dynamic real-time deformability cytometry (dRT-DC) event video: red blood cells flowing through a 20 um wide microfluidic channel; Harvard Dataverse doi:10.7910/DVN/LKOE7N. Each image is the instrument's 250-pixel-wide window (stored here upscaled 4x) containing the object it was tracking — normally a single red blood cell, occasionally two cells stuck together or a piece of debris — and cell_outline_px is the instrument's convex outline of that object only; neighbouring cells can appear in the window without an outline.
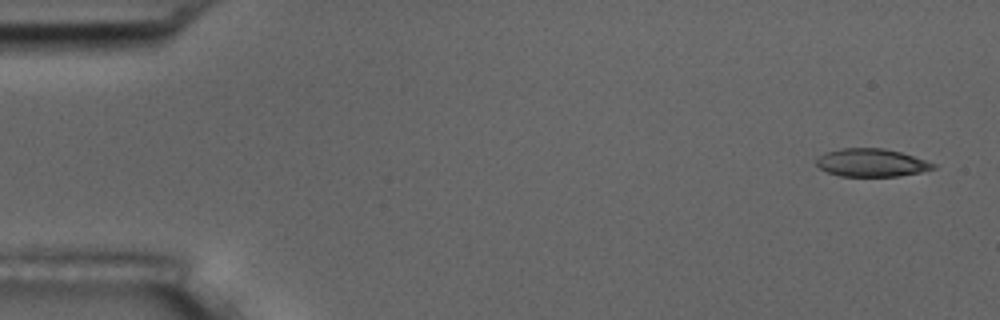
{"species": "common noctule bat (a hibernating species)", "species_latin": "Nyctalus noctula", "temperature_condition": "room temperature", "stored_images_in_passage": 5, "camera_frame_rate_fps": 3000, "um_per_image_px": 0.085, "animal": {"sex": "male", "body_mass_g": 17.5, "forearm_length_mm": 52.3}, "frame": {"image": 1, "passage_image": 1, "time_ms": 0.0, "image_size_px": [1000, 320], "cell_outline_px": [[936, 168], [920, 172], [900, 176], [840, 176], [828, 172], [820, 168], [816, 164], [816, 160], [824, 152], [840, 148], [884, 148], [900, 152], [936, 164]], "centroid_in_image_um": [74.05, 13.83], "position_along_channel_um": 10.9, "area_um2": 18.96}}
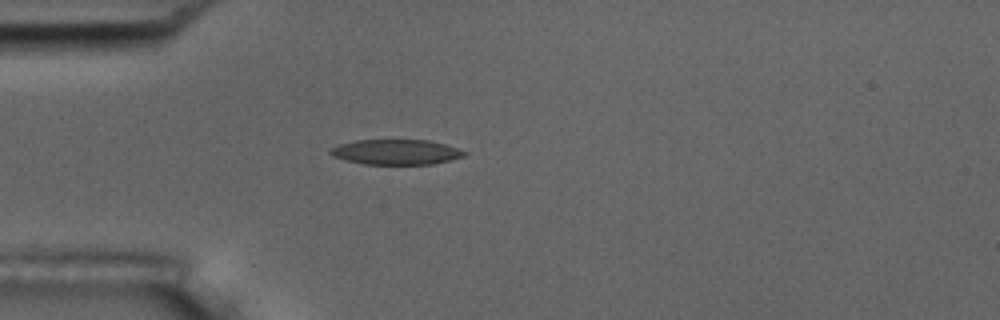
{"frame": {"image": 2, "passage_image": 5, "time_ms": 4.333, "image_size_px": [1000, 320], "cell_outline_px": [[468, 152], [464, 156], [432, 164], [364, 164], [344, 160], [332, 156], [328, 152], [332, 148], [340, 144], [356, 140], [428, 140], [444, 144]], "centroid_in_image_um": [33.63, 12.92], "position_along_channel_um": 51.4, "area_um2": 19.48}}